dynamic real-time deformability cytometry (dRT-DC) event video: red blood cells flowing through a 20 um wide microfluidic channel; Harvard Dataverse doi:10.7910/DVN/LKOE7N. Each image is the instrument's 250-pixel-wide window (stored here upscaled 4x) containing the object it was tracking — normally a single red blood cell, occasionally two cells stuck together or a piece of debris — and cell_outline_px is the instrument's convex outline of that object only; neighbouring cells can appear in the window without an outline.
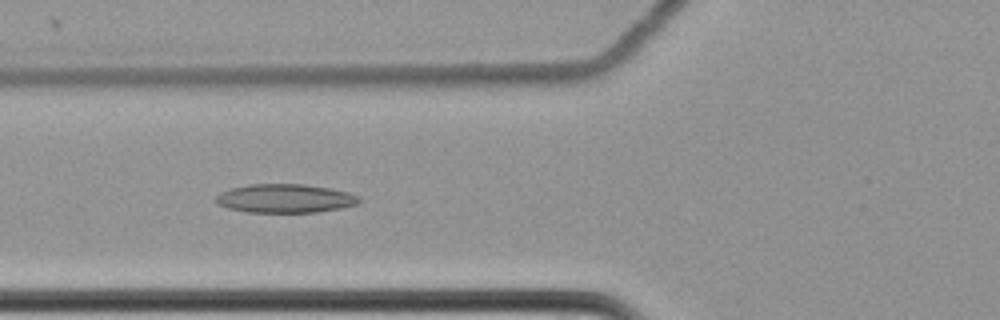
{"species": "common noctule bat (a hibernating species)", "species_latin": "Nyctalus noctula", "temperature_condition": "cold", "stored_images_in_passage": 14, "camera_frame_rate_fps": 3000, "um_per_image_px": 0.085, "animal": {"sex": "female", "body_mass_g": 22.7, "forearm_length_mm": 54.2}, "frame": {"image": 1, "passage_image": 6, "time_ms": 1.667, "image_size_px": [1000, 320], "cell_outline_px": [[360, 200], [356, 204], [340, 208], [316, 212], [248, 212], [228, 208], [216, 204], [216, 196], [220, 192], [232, 188], [248, 184], [304, 184], [328, 188], [348, 192], [356, 196]], "centroid_in_image_um": [24.18, 16.86], "position_along_channel_um": 101.6, "area_um2": 23.76}}
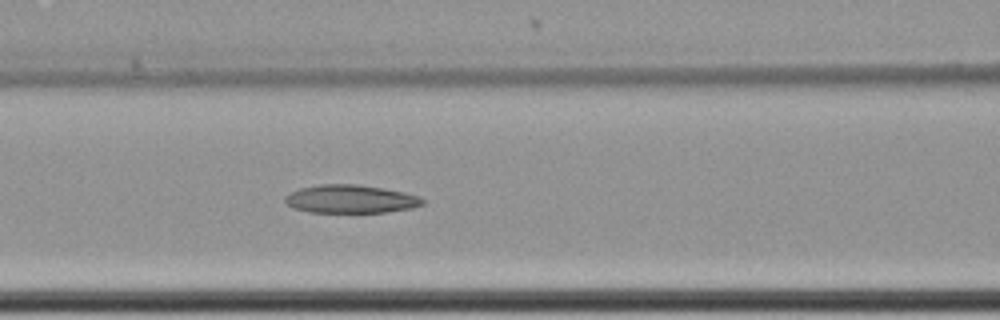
{"frame": {"image": 2, "passage_image": 9, "time_ms": 2.667, "image_size_px": [1000, 320], "cell_outline_px": [[424, 204], [412, 208], [384, 212], [308, 212], [292, 208], [284, 200], [284, 196], [300, 188], [320, 184], [356, 184], [384, 188], [404, 192], [420, 196], [424, 200]], "centroid_in_image_um": [29.8, 16.91], "position_along_channel_um": 136.8, "area_um2": 22.66}}
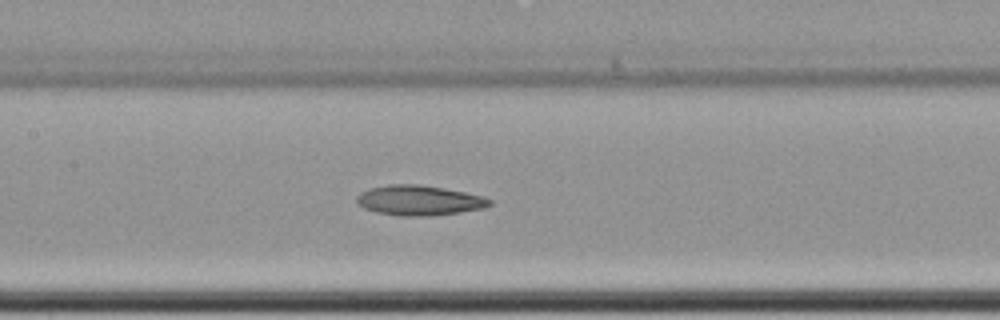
{"frame": {"image": 3, "passage_image": 12, "time_ms": 3.667, "image_size_px": [1000, 320], "cell_outline_px": [[492, 204], [484, 208], [460, 212], [432, 216], [400, 216], [376, 212], [364, 208], [356, 204], [356, 196], [360, 192], [368, 188], [388, 184], [416, 184], [444, 188], [484, 196], [492, 200]], "centroid_in_image_um": [35.6, 17.03], "position_along_channel_um": 171.8, "area_um2": 23.52}}